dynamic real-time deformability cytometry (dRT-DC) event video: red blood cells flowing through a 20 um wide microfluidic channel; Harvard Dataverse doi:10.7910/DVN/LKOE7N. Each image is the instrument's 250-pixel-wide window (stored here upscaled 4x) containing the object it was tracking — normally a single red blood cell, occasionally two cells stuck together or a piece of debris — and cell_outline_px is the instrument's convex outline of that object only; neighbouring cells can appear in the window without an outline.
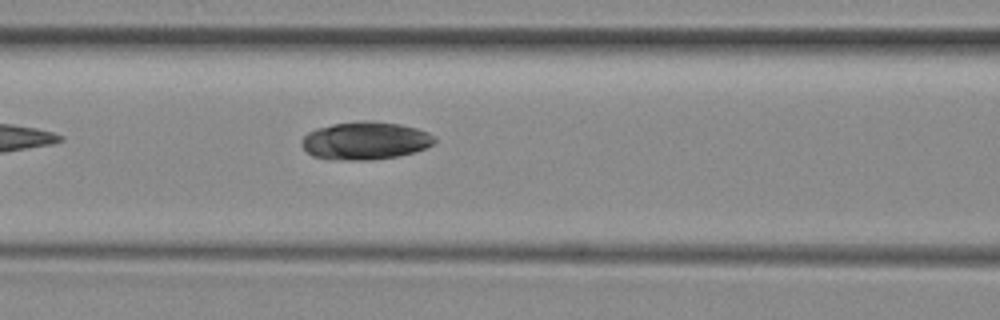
{"species": "common noctule bat (a hibernating species)", "species_latin": "Nyctalus noctula", "temperature_condition": "room temperature", "stored_images_in_passage": 5, "camera_frame_rate_fps": 3000, "um_per_image_px": 0.085, "animal": {"sex": "female", "body_mass_g": 29.2, "forearm_length_mm": 56.3}, "frame": {"image": 1, "passage_image": 5, "time_ms": 4.667, "image_size_px": [1000, 320], "cell_outline_px": [[436, 140], [432, 144], [424, 148], [412, 152], [396, 156], [372, 160], [332, 160], [312, 156], [300, 144], [300, 140], [308, 132], [316, 128], [332, 124], [360, 120], [372, 120], [400, 124], [416, 128], [428, 132], [436, 136]], "centroid_in_image_um": [31.01, 11.95], "position_along_channel_um": 135.6, "area_um2": 29.54}}